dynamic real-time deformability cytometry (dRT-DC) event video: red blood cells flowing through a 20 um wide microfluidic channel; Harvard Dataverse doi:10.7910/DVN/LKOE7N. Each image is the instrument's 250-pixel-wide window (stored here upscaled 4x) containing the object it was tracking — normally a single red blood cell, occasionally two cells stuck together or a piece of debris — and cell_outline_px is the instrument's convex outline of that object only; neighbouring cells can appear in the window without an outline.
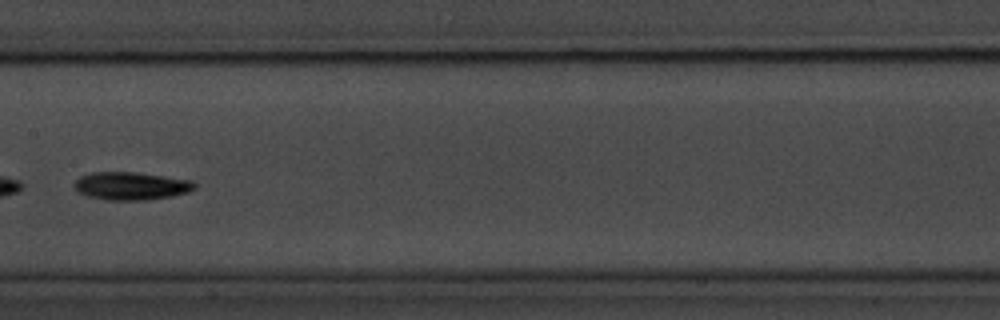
{"species": "common noctule bat (a hibernating species)", "species_latin": "Nyctalus noctula", "temperature_condition": "room temperature", "stored_images_in_passage": 8, "camera_frame_rate_fps": 3000, "um_per_image_px": 0.085, "animal": {"sex": "male", "body_mass_g": 20.1, "forearm_length_mm": 53.5}, "frame": {"image": 1, "passage_image": 6, "time_ms": 6.0, "image_size_px": [1000, 320], "cell_outline_px": [[196, 188], [188, 192], [172, 196], [148, 200], [104, 200], [84, 196], [76, 192], [72, 184], [80, 176], [92, 172], [136, 172], [192, 180], [196, 184]], "centroid_in_image_um": [11.09, 15.81], "position_along_channel_um": 196.3, "area_um2": 19.94}}